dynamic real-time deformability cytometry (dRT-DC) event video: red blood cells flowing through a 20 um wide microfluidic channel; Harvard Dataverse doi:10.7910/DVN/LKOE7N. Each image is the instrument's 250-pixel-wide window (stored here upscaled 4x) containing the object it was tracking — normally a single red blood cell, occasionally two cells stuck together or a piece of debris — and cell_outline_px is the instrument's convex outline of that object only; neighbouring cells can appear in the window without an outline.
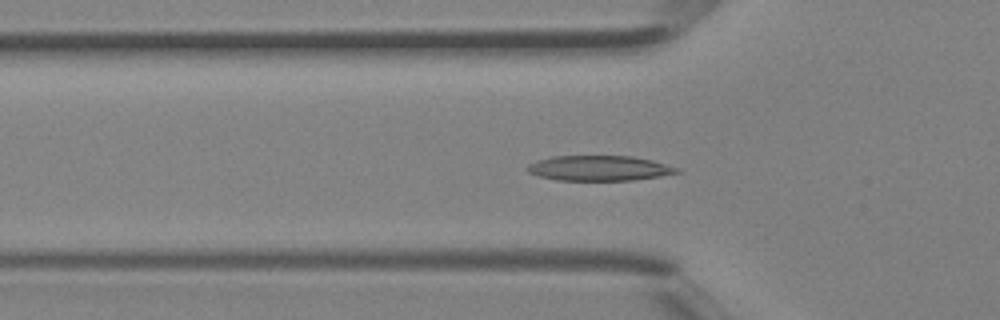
{"species": "Egyptian fruit bat (a non-hibernating species)", "species_latin": "Rousettus aegyptiacus", "temperature_condition": "room temperature", "stored_images_in_passage": 32, "camera_frame_rate_fps": 3000, "um_per_image_px": 0.085, "animal": {"sex": "female"}, "frame": {"image": 1, "passage_image": 5, "time_ms": 1.333, "image_size_px": [1000, 320], "cell_outline_px": [[680, 172], [660, 176], [636, 180], [556, 180], [540, 176], [528, 172], [524, 168], [528, 164], [536, 160], [552, 156], [632, 156], [652, 160], [680, 168]], "centroid_in_image_um": [50.92, 14.29], "position_along_channel_um": 74.9, "area_um2": 22.02}}
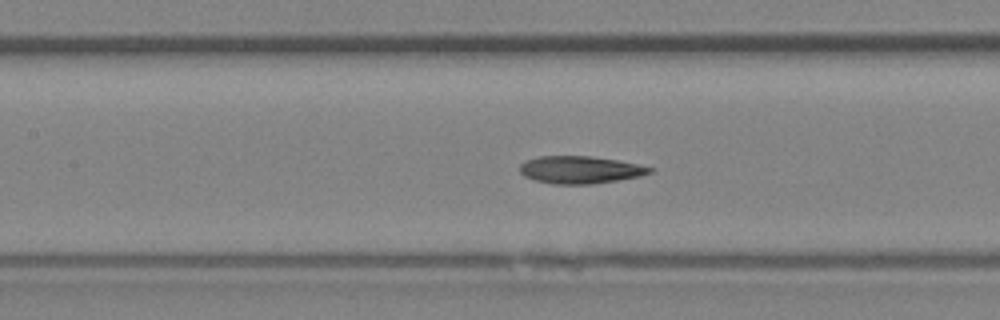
{"frame": {"image": 2, "passage_image": 10, "time_ms": 3.0, "image_size_px": [1000, 320], "cell_outline_px": [[656, 168], [652, 172], [640, 176], [592, 184], [552, 184], [536, 180], [524, 176], [520, 172], [520, 164], [524, 160], [540, 156], [592, 156], [616, 160]], "centroid_in_image_um": [49.29, 14.43], "position_along_channel_um": 158.1, "area_um2": 20.75}}
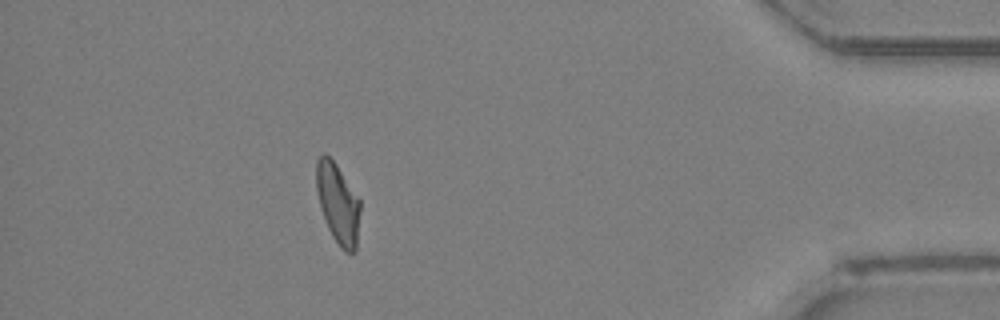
{"frame": {"image": 3, "passage_image": 28, "time_ms": 9.0, "image_size_px": [1000, 320], "cell_outline_px": [[360, 208], [356, 252], [344, 252], [340, 248], [332, 236], [328, 228], [320, 208], [316, 188], [316, 160], [324, 152], [336, 164], [360, 200]], "centroid_in_image_um": [28.71, 17.31], "position_along_channel_um": 406.5, "area_um2": 20.46}}